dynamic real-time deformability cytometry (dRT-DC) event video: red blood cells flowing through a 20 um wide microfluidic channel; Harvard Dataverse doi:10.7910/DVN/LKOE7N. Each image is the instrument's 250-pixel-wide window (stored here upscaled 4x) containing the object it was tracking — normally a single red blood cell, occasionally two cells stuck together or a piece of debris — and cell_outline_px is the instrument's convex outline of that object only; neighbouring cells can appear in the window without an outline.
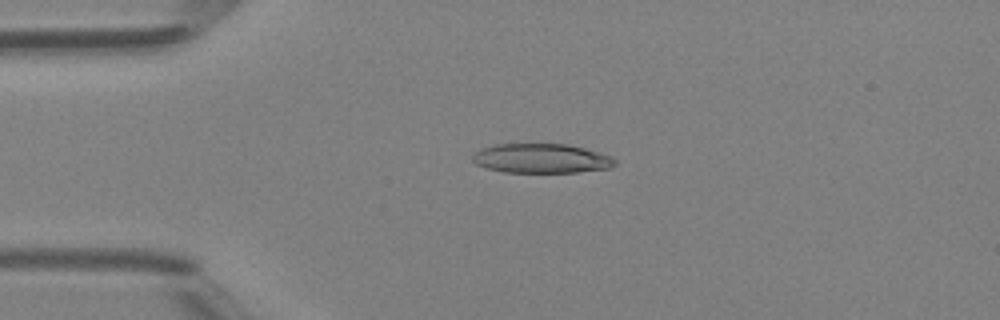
{"species": "Egyptian fruit bat (a non-hibernating species)", "species_latin": "Rousettus aegyptiacus", "temperature_condition": "room temperature", "stored_images_in_passage": 49, "camera_frame_rate_fps": 3000, "um_per_image_px": 0.085, "animal": {"sex": "female"}, "frame": {"image": 1, "passage_image": 12, "time_ms": 3.667, "image_size_px": [1000, 320], "cell_outline_px": [[616, 164], [612, 168], [576, 172], [504, 172], [484, 168], [476, 164], [472, 160], [472, 156], [480, 148], [492, 144], [568, 144], [584, 148], [612, 156], [616, 160]], "centroid_in_image_um": [46.0, 13.46], "position_along_channel_um": 39.0, "area_um2": 24.62}}
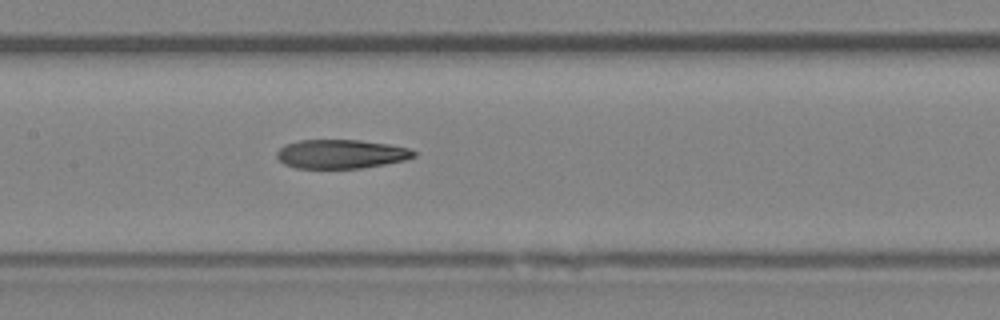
{"frame": {"image": 2, "passage_image": 24, "time_ms": 7.667, "image_size_px": [1000, 320], "cell_outline_px": [[416, 156], [404, 160], [384, 164], [360, 168], [296, 168], [284, 164], [276, 156], [276, 152], [284, 144], [300, 140], [360, 140], [388, 144], [408, 148], [416, 152]], "centroid_in_image_um": [28.96, 13.09], "position_along_channel_um": 178.4, "area_um2": 23.06}}
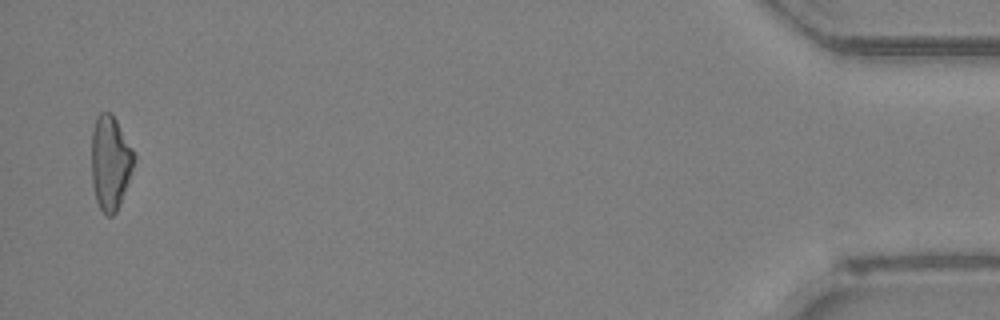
{"frame": {"image": 3, "passage_image": 48, "time_ms": 15.667, "image_size_px": [1000, 320], "cell_outline_px": [[136, 156], [120, 204], [116, 212], [112, 216], [104, 216], [96, 200], [92, 184], [92, 128], [96, 116], [100, 112], [108, 112], [116, 120], [136, 152]], "centroid_in_image_um": [9.37, 13.82], "position_along_channel_um": 425.8, "area_um2": 23.41}, "authors_computed_cell_mechanics": {"area_um2": 23.987, "velocity_mm_per_s": 4.2163, "shape_relaxation_time_tau1_ms": null, "shape_relaxation_time_tau2_ms": 10.6522, "deformation_change_tau1": null, "deformation_change_tau2": 0.2534}}